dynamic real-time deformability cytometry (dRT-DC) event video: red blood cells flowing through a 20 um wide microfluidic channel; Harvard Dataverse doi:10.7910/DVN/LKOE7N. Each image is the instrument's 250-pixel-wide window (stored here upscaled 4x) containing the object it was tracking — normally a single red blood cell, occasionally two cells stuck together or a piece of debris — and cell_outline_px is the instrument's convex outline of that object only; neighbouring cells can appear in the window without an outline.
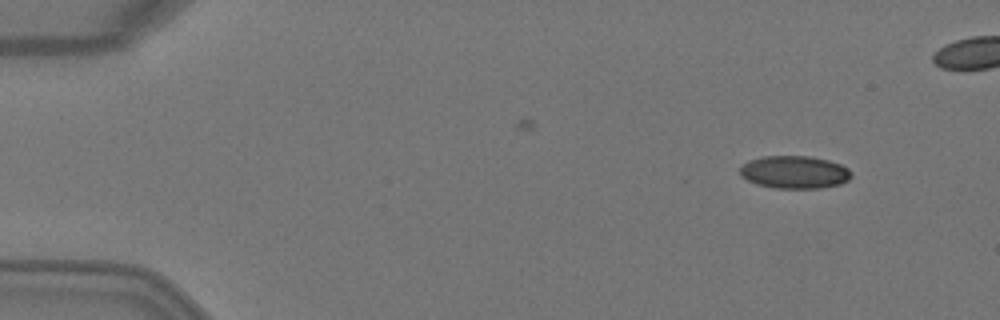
{"species": "Egyptian fruit bat (a non-hibernating species)", "species_latin": "Rousettus aegyptiacus", "temperature_condition": "warm", "stored_images_in_passage": 7, "camera_frame_rate_fps": 3000, "um_per_image_px": 0.085, "animal": {"sex": "female"}, "frame": {"image": 1, "passage_image": 1, "time_ms": 0.0, "image_size_px": [1000, 320], "cell_outline_px": [[852, 176], [848, 180], [840, 184], [820, 188], [776, 188], [756, 184], [740, 176], [740, 168], [748, 160], [760, 156], [812, 156], [828, 160], [840, 164], [848, 168], [852, 172]], "centroid_in_image_um": [67.53, 14.62], "position_along_channel_um": 17.5, "area_um2": 21.39}}